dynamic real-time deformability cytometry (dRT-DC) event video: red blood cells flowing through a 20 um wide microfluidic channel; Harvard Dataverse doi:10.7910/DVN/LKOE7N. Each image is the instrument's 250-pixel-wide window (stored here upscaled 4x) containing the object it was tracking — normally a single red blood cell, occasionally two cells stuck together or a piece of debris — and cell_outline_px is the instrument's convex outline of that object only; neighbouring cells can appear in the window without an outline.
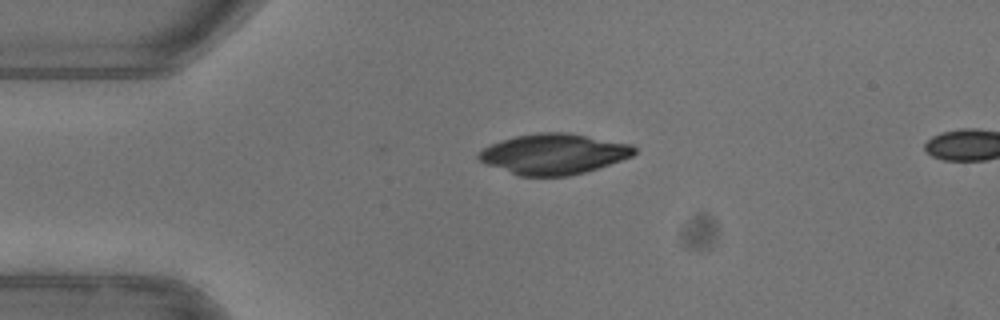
{"species": "common noctule bat (a hibernating species)", "species_latin": "Nyctalus noctula", "temperature_condition": "warm", "stored_images_in_passage": 30, "camera_frame_rate_fps": 3000, "um_per_image_px": 0.085, "animal": {"sex": "female"}, "frame": {"image": 1, "passage_image": 1, "time_ms": 0.0, "image_size_px": [1000, 320], "cell_outline_px": [[636, 152], [632, 156], [584, 172], [568, 176], [520, 176], [484, 164], [476, 156], [484, 148], [492, 144], [516, 136], [540, 132], [564, 132], [632, 144], [636, 148]], "centroid_in_image_um": [47.05, 13.09], "position_along_channel_um": 37.9, "area_um2": 36.3}}